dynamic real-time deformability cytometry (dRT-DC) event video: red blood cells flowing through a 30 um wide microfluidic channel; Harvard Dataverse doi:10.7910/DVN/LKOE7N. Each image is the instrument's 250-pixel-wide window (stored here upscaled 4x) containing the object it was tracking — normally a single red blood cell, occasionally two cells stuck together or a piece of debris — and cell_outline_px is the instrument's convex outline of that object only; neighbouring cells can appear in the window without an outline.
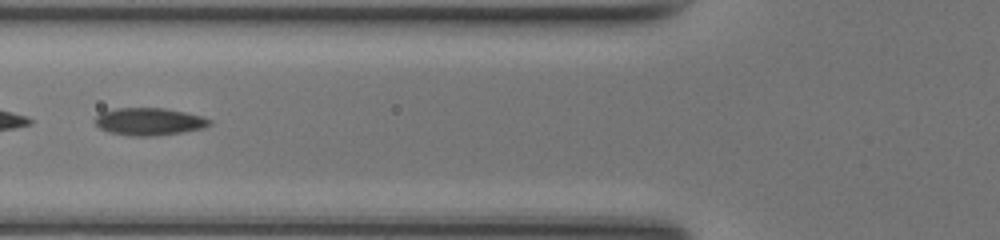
{"species": "common noctule bat (a hibernating species)", "species_latin": "Nyctalus noctula", "temperature_condition": "room temperature", "stored_images_in_passage": 46, "camera_frame_rate_fps": 3000, "um_per_image_px": 0.085, "animal": {"sex": "female", "body_mass_g": 17.0, "forearm_length_mm": 48.0}, "frame": {"image": 1, "passage_image": 19, "time_ms": 6.0, "image_size_px": [1000, 240], "cell_outline_px": [[212, 124], [204, 128], [156, 136], [128, 136], [108, 132], [100, 128], [96, 124], [96, 116], [100, 112], [116, 108], [164, 108], [184, 112], [200, 116], [212, 120]], "centroid_in_image_um": [12.67, 10.34], "position_along_channel_um": 113.1, "area_um2": 18.32}}
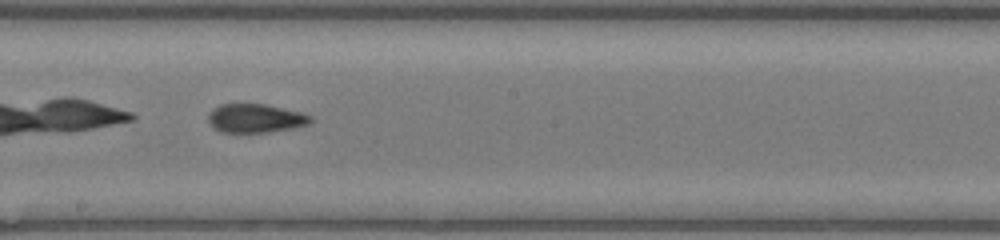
{"frame": {"image": 2, "passage_image": 27, "time_ms": 8.667, "image_size_px": [1000, 240], "cell_outline_px": [[312, 120], [308, 124], [296, 128], [268, 132], [220, 132], [208, 120], [208, 112], [212, 108], [220, 104], [264, 104], [300, 112], [312, 116]], "centroid_in_image_um": [21.71, 10.05], "position_along_channel_um": 226.5, "area_um2": 17.11}}
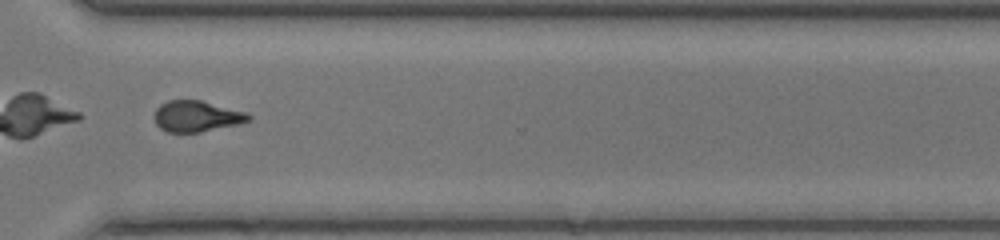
{"frame": {"image": 3, "passage_image": 36, "time_ms": 11.667, "image_size_px": [1000, 240], "cell_outline_px": [[252, 120], [236, 124], [200, 132], [168, 132], [160, 128], [156, 124], [152, 116], [156, 108], [160, 104], [168, 100], [200, 100], [248, 112], [252, 116]], "centroid_in_image_um": [16.69, 9.87], "position_along_channel_um": 353.9, "area_um2": 17.17}, "authors_computed_cell_mechanics": {"area_um2": 18.5249, "velocity_mm_per_s": 4.2554, "shape_relaxation_time_tau1_ms": null, "shape_relaxation_time_tau2_ms": 1.8648, "deformation_change_tau1": null, "deformation_change_tau2": 0.0887}}